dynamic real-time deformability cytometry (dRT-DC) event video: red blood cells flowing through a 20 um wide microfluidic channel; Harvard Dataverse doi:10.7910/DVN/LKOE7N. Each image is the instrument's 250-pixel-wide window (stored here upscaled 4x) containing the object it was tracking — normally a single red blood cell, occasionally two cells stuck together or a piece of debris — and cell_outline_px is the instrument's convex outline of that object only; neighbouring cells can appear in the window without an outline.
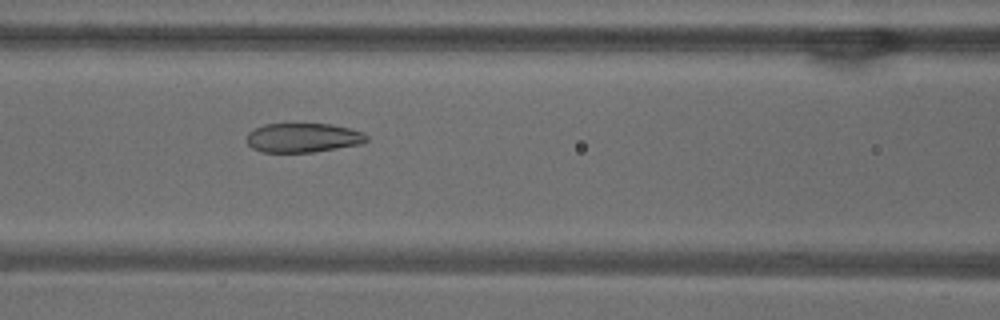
{"species": "common noctule bat (a hibernating species)", "species_latin": "Nyctalus noctula", "temperature_condition": "warm", "stored_images_in_passage": 45, "camera_frame_rate_fps": 3000, "um_per_image_px": 0.085, "animal": {"sex": "male", "body_mass_g": 18.8}, "frame": {"image": 1, "passage_image": 22, "time_ms": 7.0, "image_size_px": [1000, 320], "cell_outline_px": [[368, 140], [360, 144], [312, 152], [260, 152], [252, 148], [248, 144], [248, 132], [264, 124], [332, 124], [364, 132], [368, 136]], "centroid_in_image_um": [25.76, 11.71], "position_along_channel_um": 140.8, "area_um2": 20.35}}
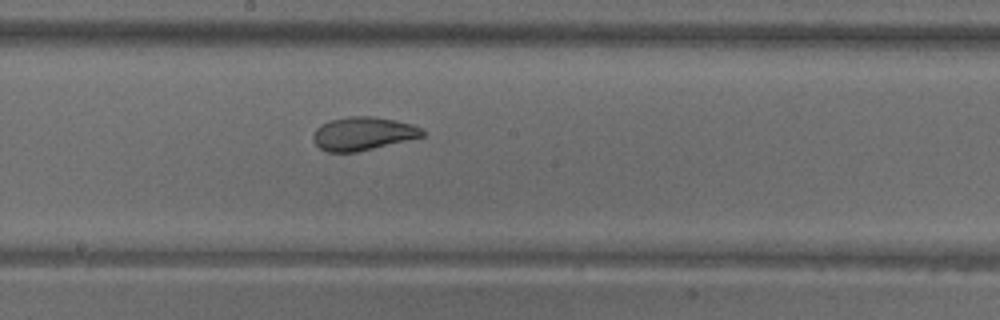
{"frame": {"image": 2, "passage_image": 28, "time_ms": 9.0, "image_size_px": [1000, 320], "cell_outline_px": [[424, 136], [356, 152], [328, 152], [320, 148], [312, 140], [312, 136], [316, 128], [320, 124], [328, 120], [348, 116], [372, 116], [396, 120], [412, 124], [420, 128], [424, 132]], "centroid_in_image_um": [30.8, 11.34], "position_along_channel_um": 217.4, "area_um2": 21.21}}
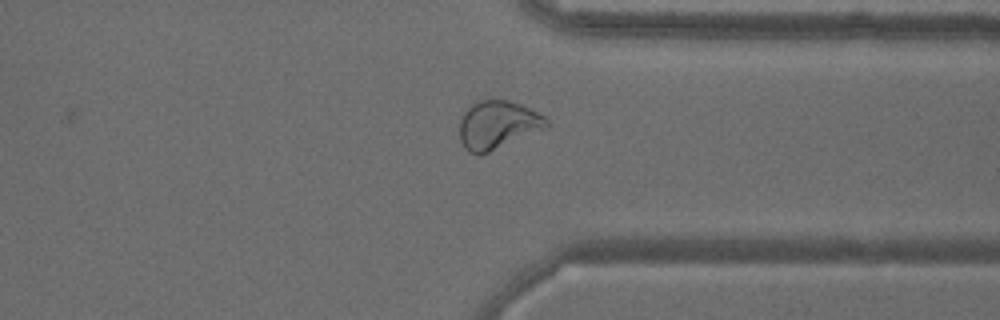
{"frame": {"image": 3, "passage_image": 40, "time_ms": 13.0, "image_size_px": [1000, 320], "cell_outline_px": [[548, 124], [544, 128], [480, 156], [468, 152], [464, 148], [460, 140], [460, 120], [464, 112], [472, 104], [480, 100], [508, 100], [520, 104], [544, 116], [548, 120]], "centroid_in_image_um": [42.25, 10.63], "position_along_channel_um": 369.2, "area_um2": 24.1}, "authors_computed_cell_mechanics": {"area_um2": 22.4264, "velocity_mm_per_s": 3.8241, "shape_relaxation_time_tau1_ms": null, "shape_relaxation_time_tau2_ms": 1.3018, "deformation_change_tau1": null, "deformation_change_tau2": 0.0768}}